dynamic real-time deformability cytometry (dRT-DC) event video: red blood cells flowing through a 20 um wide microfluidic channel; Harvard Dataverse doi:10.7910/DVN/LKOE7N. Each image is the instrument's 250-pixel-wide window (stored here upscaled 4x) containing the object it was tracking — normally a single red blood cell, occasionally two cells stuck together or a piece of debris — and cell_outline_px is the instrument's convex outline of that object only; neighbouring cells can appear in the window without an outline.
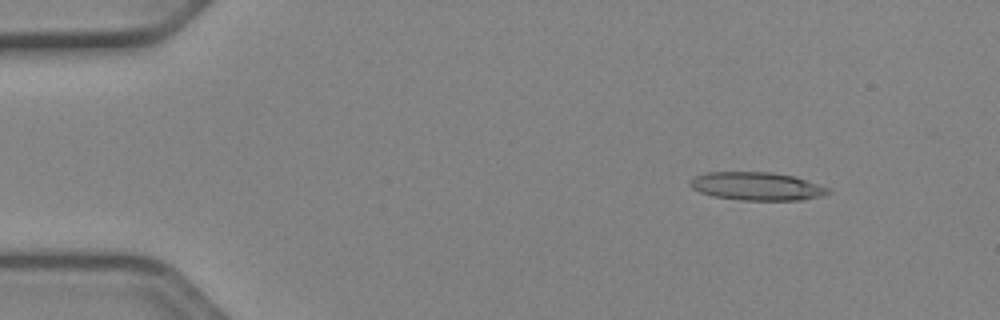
{"species": "Egyptian fruit bat (a non-hibernating species)", "species_latin": "Rousettus aegyptiacus", "temperature_condition": "cold", "stored_images_in_passage": 46, "camera_frame_rate_fps": 3000, "um_per_image_px": 0.085, "animal": {"sex": "female"}, "frame": {"image": 1, "passage_image": 1, "time_ms": 0.0, "image_size_px": [1000, 320], "cell_outline_px": [[832, 192], [820, 196], [804, 200], [740, 200], [712, 196], [700, 192], [692, 188], [688, 184], [688, 180], [696, 176], [708, 172], [772, 172], [796, 176], [828, 188]], "centroid_in_image_um": [64.31, 15.83], "position_along_channel_um": 20.7, "area_um2": 22.77}}
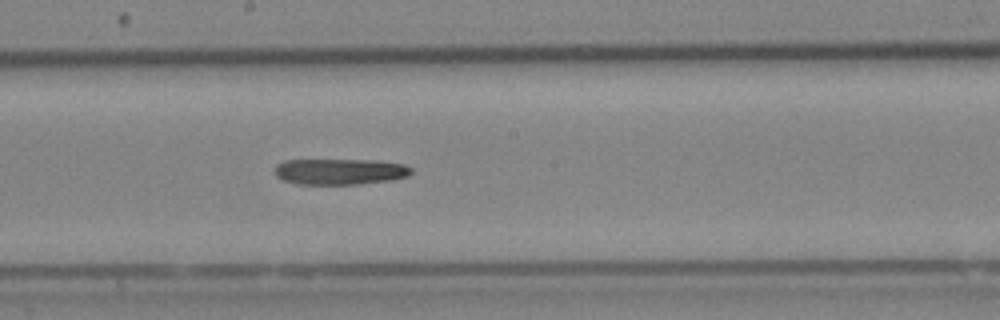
{"frame": {"image": 2, "passage_image": 23, "time_ms": 7.333, "image_size_px": [1000, 320], "cell_outline_px": [[412, 172], [408, 176], [388, 180], [356, 184], [300, 184], [284, 180], [276, 176], [276, 164], [284, 160], [376, 160], [404, 164], [412, 168]], "centroid_in_image_um": [28.9, 14.57], "position_along_channel_um": 219.3, "area_um2": 20.52}}
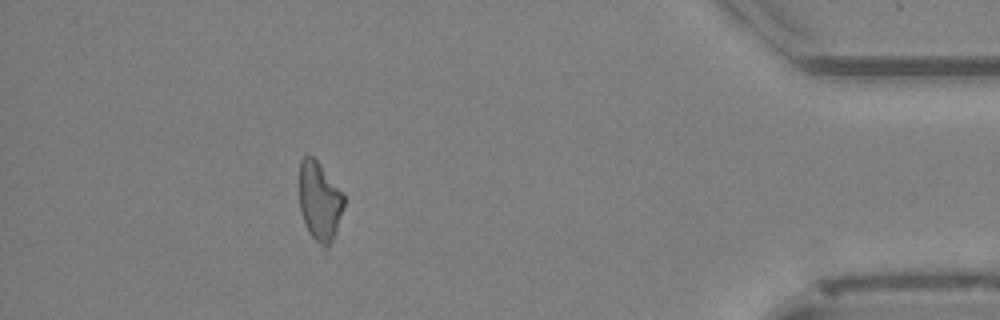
{"frame": {"image": 3, "passage_image": 41, "time_ms": 13.333, "image_size_px": [1000, 320], "cell_outline_px": [[344, 208], [328, 256], [308, 232], [300, 208], [300, 160], [304, 156], [312, 156], [320, 164], [344, 192]], "centroid_in_image_um": [27.21, 17.21], "position_along_channel_um": 408.0, "area_um2": 21.1}}